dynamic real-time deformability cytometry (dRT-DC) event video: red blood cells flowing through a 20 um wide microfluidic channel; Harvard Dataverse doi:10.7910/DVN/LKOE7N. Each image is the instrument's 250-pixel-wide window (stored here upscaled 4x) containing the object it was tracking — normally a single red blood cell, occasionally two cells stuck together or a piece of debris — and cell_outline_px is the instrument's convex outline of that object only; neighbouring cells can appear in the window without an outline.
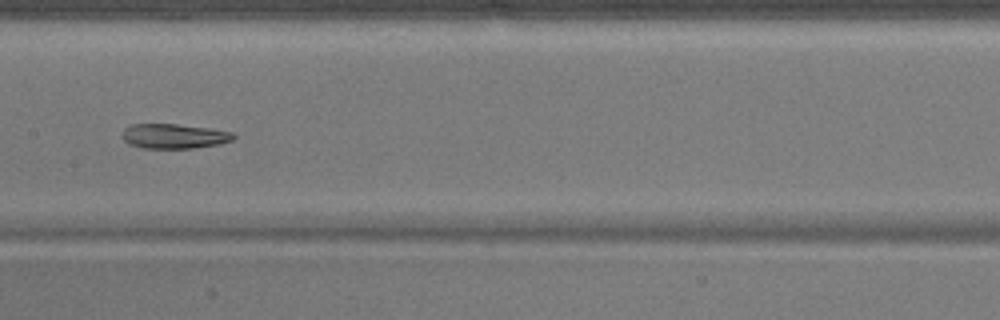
{"species": "common noctule bat (a hibernating species)", "species_latin": "Nyctalus noctula", "temperature_condition": "warm", "stored_images_in_passage": 38, "camera_frame_rate_fps": 3000, "um_per_image_px": 0.085, "animal": {"sex": "male", "body_mass_g": 17.9}, "frame": {"image": 1, "passage_image": 12, "time_ms": 3.667, "image_size_px": [1000, 320], "cell_outline_px": [[236, 136], [232, 140], [220, 144], [192, 148], [140, 148], [128, 144], [124, 140], [124, 128], [132, 124], [176, 124], [208, 128], [232, 132]], "centroid_in_image_um": [14.79, 11.58], "position_along_channel_um": 192.6, "area_um2": 15.95}}
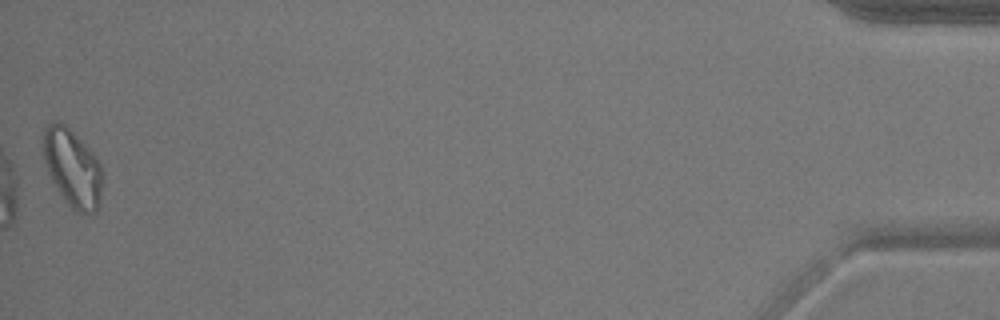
{"frame": {"image": 2, "passage_image": 38, "time_ms": 12.333, "image_size_px": [1000, 320], "cell_outline_px": [[104, 176], [100, 204], [96, 212], [88, 216], [76, 212], [68, 204], [52, 180], [48, 172], [44, 160], [44, 128], [48, 124], [56, 120], [64, 124], [80, 140], [100, 164], [104, 172]], "centroid_in_image_um": [6.2, 14.35], "position_along_channel_um": 429.0, "area_um2": 26.7}, "authors_computed_cell_mechanics": {"area_um2": 17.34, "velocity_mm_per_s": 3.8223, "shape_relaxation_time_tau1_ms": null, "shape_relaxation_time_tau2_ms": 7.556, "deformation_change_tau1": null, "deformation_change_tau2": 0.1582}}